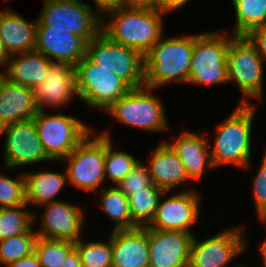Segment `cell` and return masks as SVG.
Here are the masks:
<instances>
[{
    "mask_svg": "<svg viewBox=\"0 0 266 267\" xmlns=\"http://www.w3.org/2000/svg\"><path fill=\"white\" fill-rule=\"evenodd\" d=\"M163 16L158 9L111 5L101 11V32L145 55L163 36Z\"/></svg>",
    "mask_w": 266,
    "mask_h": 267,
    "instance_id": "obj_1",
    "label": "cell"
},
{
    "mask_svg": "<svg viewBox=\"0 0 266 267\" xmlns=\"http://www.w3.org/2000/svg\"><path fill=\"white\" fill-rule=\"evenodd\" d=\"M255 109L256 104L253 103L239 104L226 119L216 125L213 146L209 147L215 168L233 165L250 169Z\"/></svg>",
    "mask_w": 266,
    "mask_h": 267,
    "instance_id": "obj_2",
    "label": "cell"
},
{
    "mask_svg": "<svg viewBox=\"0 0 266 267\" xmlns=\"http://www.w3.org/2000/svg\"><path fill=\"white\" fill-rule=\"evenodd\" d=\"M195 35L161 37L144 55V86L157 89L163 84H187Z\"/></svg>",
    "mask_w": 266,
    "mask_h": 267,
    "instance_id": "obj_3",
    "label": "cell"
},
{
    "mask_svg": "<svg viewBox=\"0 0 266 267\" xmlns=\"http://www.w3.org/2000/svg\"><path fill=\"white\" fill-rule=\"evenodd\" d=\"M227 32L210 31L195 35L187 84L228 83L227 51L235 36Z\"/></svg>",
    "mask_w": 266,
    "mask_h": 267,
    "instance_id": "obj_4",
    "label": "cell"
},
{
    "mask_svg": "<svg viewBox=\"0 0 266 267\" xmlns=\"http://www.w3.org/2000/svg\"><path fill=\"white\" fill-rule=\"evenodd\" d=\"M78 97L90 108L104 111L132 88L111 69L100 67L86 55L74 66Z\"/></svg>",
    "mask_w": 266,
    "mask_h": 267,
    "instance_id": "obj_5",
    "label": "cell"
},
{
    "mask_svg": "<svg viewBox=\"0 0 266 267\" xmlns=\"http://www.w3.org/2000/svg\"><path fill=\"white\" fill-rule=\"evenodd\" d=\"M153 90L145 86L131 89L105 112L128 127L146 132H164L169 128V122L164 112V103Z\"/></svg>",
    "mask_w": 266,
    "mask_h": 267,
    "instance_id": "obj_6",
    "label": "cell"
},
{
    "mask_svg": "<svg viewBox=\"0 0 266 267\" xmlns=\"http://www.w3.org/2000/svg\"><path fill=\"white\" fill-rule=\"evenodd\" d=\"M33 119L44 151L53 161L68 157L94 131L78 118L62 113L48 114L46 110H38Z\"/></svg>",
    "mask_w": 266,
    "mask_h": 267,
    "instance_id": "obj_7",
    "label": "cell"
},
{
    "mask_svg": "<svg viewBox=\"0 0 266 267\" xmlns=\"http://www.w3.org/2000/svg\"><path fill=\"white\" fill-rule=\"evenodd\" d=\"M86 56L100 67L111 69L132 89L144 86V55L132 48L110 40L100 32L87 43Z\"/></svg>",
    "mask_w": 266,
    "mask_h": 267,
    "instance_id": "obj_8",
    "label": "cell"
},
{
    "mask_svg": "<svg viewBox=\"0 0 266 267\" xmlns=\"http://www.w3.org/2000/svg\"><path fill=\"white\" fill-rule=\"evenodd\" d=\"M263 66L262 57L245 36H235L230 41L227 51L228 81L237 83L243 93L240 104L263 99Z\"/></svg>",
    "mask_w": 266,
    "mask_h": 267,
    "instance_id": "obj_9",
    "label": "cell"
},
{
    "mask_svg": "<svg viewBox=\"0 0 266 267\" xmlns=\"http://www.w3.org/2000/svg\"><path fill=\"white\" fill-rule=\"evenodd\" d=\"M93 133H89L68 157L60 161L67 162L68 182L86 192H97L106 180L105 136Z\"/></svg>",
    "mask_w": 266,
    "mask_h": 267,
    "instance_id": "obj_10",
    "label": "cell"
},
{
    "mask_svg": "<svg viewBox=\"0 0 266 267\" xmlns=\"http://www.w3.org/2000/svg\"><path fill=\"white\" fill-rule=\"evenodd\" d=\"M37 26L64 27L87 43L101 32V9L81 0H44Z\"/></svg>",
    "mask_w": 266,
    "mask_h": 267,
    "instance_id": "obj_11",
    "label": "cell"
},
{
    "mask_svg": "<svg viewBox=\"0 0 266 267\" xmlns=\"http://www.w3.org/2000/svg\"><path fill=\"white\" fill-rule=\"evenodd\" d=\"M244 226L227 228L199 241L194 236L188 267H226L247 248Z\"/></svg>",
    "mask_w": 266,
    "mask_h": 267,
    "instance_id": "obj_12",
    "label": "cell"
},
{
    "mask_svg": "<svg viewBox=\"0 0 266 267\" xmlns=\"http://www.w3.org/2000/svg\"><path fill=\"white\" fill-rule=\"evenodd\" d=\"M4 168L16 169L38 162L51 161L44 151L34 119L4 126Z\"/></svg>",
    "mask_w": 266,
    "mask_h": 267,
    "instance_id": "obj_13",
    "label": "cell"
},
{
    "mask_svg": "<svg viewBox=\"0 0 266 267\" xmlns=\"http://www.w3.org/2000/svg\"><path fill=\"white\" fill-rule=\"evenodd\" d=\"M200 196L197 191L189 189L174 193L163 200L161 196L155 215L147 228L192 233L190 227L199 220Z\"/></svg>",
    "mask_w": 266,
    "mask_h": 267,
    "instance_id": "obj_14",
    "label": "cell"
},
{
    "mask_svg": "<svg viewBox=\"0 0 266 267\" xmlns=\"http://www.w3.org/2000/svg\"><path fill=\"white\" fill-rule=\"evenodd\" d=\"M41 206L46 209L40 216V229L35 231L38 237L72 242L81 239L85 213L80 207L60 200Z\"/></svg>",
    "mask_w": 266,
    "mask_h": 267,
    "instance_id": "obj_15",
    "label": "cell"
},
{
    "mask_svg": "<svg viewBox=\"0 0 266 267\" xmlns=\"http://www.w3.org/2000/svg\"><path fill=\"white\" fill-rule=\"evenodd\" d=\"M194 233L149 228L148 267H188Z\"/></svg>",
    "mask_w": 266,
    "mask_h": 267,
    "instance_id": "obj_16",
    "label": "cell"
},
{
    "mask_svg": "<svg viewBox=\"0 0 266 267\" xmlns=\"http://www.w3.org/2000/svg\"><path fill=\"white\" fill-rule=\"evenodd\" d=\"M87 42L64 27L37 26L35 51L52 62H65L73 67L86 55Z\"/></svg>",
    "mask_w": 266,
    "mask_h": 267,
    "instance_id": "obj_17",
    "label": "cell"
},
{
    "mask_svg": "<svg viewBox=\"0 0 266 267\" xmlns=\"http://www.w3.org/2000/svg\"><path fill=\"white\" fill-rule=\"evenodd\" d=\"M33 91L38 110L67 105L76 95L78 97L75 68L69 63L51 62L44 81Z\"/></svg>",
    "mask_w": 266,
    "mask_h": 267,
    "instance_id": "obj_18",
    "label": "cell"
},
{
    "mask_svg": "<svg viewBox=\"0 0 266 267\" xmlns=\"http://www.w3.org/2000/svg\"><path fill=\"white\" fill-rule=\"evenodd\" d=\"M112 267L149 266V228L111 231Z\"/></svg>",
    "mask_w": 266,
    "mask_h": 267,
    "instance_id": "obj_19",
    "label": "cell"
},
{
    "mask_svg": "<svg viewBox=\"0 0 266 267\" xmlns=\"http://www.w3.org/2000/svg\"><path fill=\"white\" fill-rule=\"evenodd\" d=\"M172 143L164 140L185 166L189 180H199L207 170L215 169L213 164L209 140L200 132L183 131L173 137Z\"/></svg>",
    "mask_w": 266,
    "mask_h": 267,
    "instance_id": "obj_20",
    "label": "cell"
},
{
    "mask_svg": "<svg viewBox=\"0 0 266 267\" xmlns=\"http://www.w3.org/2000/svg\"><path fill=\"white\" fill-rule=\"evenodd\" d=\"M37 18L28 21L11 9L0 10V39L8 56L35 50Z\"/></svg>",
    "mask_w": 266,
    "mask_h": 267,
    "instance_id": "obj_21",
    "label": "cell"
},
{
    "mask_svg": "<svg viewBox=\"0 0 266 267\" xmlns=\"http://www.w3.org/2000/svg\"><path fill=\"white\" fill-rule=\"evenodd\" d=\"M149 159L146 166L151 181L164 191L170 192L180 184L190 181L180 158L164 140L156 146Z\"/></svg>",
    "mask_w": 266,
    "mask_h": 267,
    "instance_id": "obj_22",
    "label": "cell"
},
{
    "mask_svg": "<svg viewBox=\"0 0 266 267\" xmlns=\"http://www.w3.org/2000/svg\"><path fill=\"white\" fill-rule=\"evenodd\" d=\"M37 112L32 88L12 83L8 79L3 81L0 89V122L4 126L33 119Z\"/></svg>",
    "mask_w": 266,
    "mask_h": 267,
    "instance_id": "obj_23",
    "label": "cell"
},
{
    "mask_svg": "<svg viewBox=\"0 0 266 267\" xmlns=\"http://www.w3.org/2000/svg\"><path fill=\"white\" fill-rule=\"evenodd\" d=\"M51 62L45 55L35 50L16 54L9 56L4 73L10 82L34 89L44 81Z\"/></svg>",
    "mask_w": 266,
    "mask_h": 267,
    "instance_id": "obj_24",
    "label": "cell"
},
{
    "mask_svg": "<svg viewBox=\"0 0 266 267\" xmlns=\"http://www.w3.org/2000/svg\"><path fill=\"white\" fill-rule=\"evenodd\" d=\"M27 205H43L52 203L68 182L66 170L64 172L39 171L24 172Z\"/></svg>",
    "mask_w": 266,
    "mask_h": 267,
    "instance_id": "obj_25",
    "label": "cell"
},
{
    "mask_svg": "<svg viewBox=\"0 0 266 267\" xmlns=\"http://www.w3.org/2000/svg\"><path fill=\"white\" fill-rule=\"evenodd\" d=\"M99 191L102 193L99 203L103 213L116 223L112 230L136 228L129 211L128 197L117 186H103Z\"/></svg>",
    "mask_w": 266,
    "mask_h": 267,
    "instance_id": "obj_26",
    "label": "cell"
},
{
    "mask_svg": "<svg viewBox=\"0 0 266 267\" xmlns=\"http://www.w3.org/2000/svg\"><path fill=\"white\" fill-rule=\"evenodd\" d=\"M168 191L157 187L153 183L143 190L134 191L133 195L128 197L129 211L136 227H147L152 221L160 197Z\"/></svg>",
    "mask_w": 266,
    "mask_h": 267,
    "instance_id": "obj_27",
    "label": "cell"
},
{
    "mask_svg": "<svg viewBox=\"0 0 266 267\" xmlns=\"http://www.w3.org/2000/svg\"><path fill=\"white\" fill-rule=\"evenodd\" d=\"M235 10L233 36H246L257 27L266 26V0H232Z\"/></svg>",
    "mask_w": 266,
    "mask_h": 267,
    "instance_id": "obj_28",
    "label": "cell"
},
{
    "mask_svg": "<svg viewBox=\"0 0 266 267\" xmlns=\"http://www.w3.org/2000/svg\"><path fill=\"white\" fill-rule=\"evenodd\" d=\"M28 207L0 208V240L24 234L34 227L37 215Z\"/></svg>",
    "mask_w": 266,
    "mask_h": 267,
    "instance_id": "obj_29",
    "label": "cell"
},
{
    "mask_svg": "<svg viewBox=\"0 0 266 267\" xmlns=\"http://www.w3.org/2000/svg\"><path fill=\"white\" fill-rule=\"evenodd\" d=\"M105 136V178L117 186L139 162L134 155L122 151H114L109 131L101 133Z\"/></svg>",
    "mask_w": 266,
    "mask_h": 267,
    "instance_id": "obj_30",
    "label": "cell"
},
{
    "mask_svg": "<svg viewBox=\"0 0 266 267\" xmlns=\"http://www.w3.org/2000/svg\"><path fill=\"white\" fill-rule=\"evenodd\" d=\"M38 235L33 227L26 233L0 240V264L9 263L30 256Z\"/></svg>",
    "mask_w": 266,
    "mask_h": 267,
    "instance_id": "obj_31",
    "label": "cell"
},
{
    "mask_svg": "<svg viewBox=\"0 0 266 267\" xmlns=\"http://www.w3.org/2000/svg\"><path fill=\"white\" fill-rule=\"evenodd\" d=\"M75 248V242L64 240H50L37 237L34 253L37 255L41 267H61L64 259Z\"/></svg>",
    "mask_w": 266,
    "mask_h": 267,
    "instance_id": "obj_32",
    "label": "cell"
},
{
    "mask_svg": "<svg viewBox=\"0 0 266 267\" xmlns=\"http://www.w3.org/2000/svg\"><path fill=\"white\" fill-rule=\"evenodd\" d=\"M75 248L79 252L82 267H112L111 234L105 243L79 239L75 242Z\"/></svg>",
    "mask_w": 266,
    "mask_h": 267,
    "instance_id": "obj_33",
    "label": "cell"
},
{
    "mask_svg": "<svg viewBox=\"0 0 266 267\" xmlns=\"http://www.w3.org/2000/svg\"><path fill=\"white\" fill-rule=\"evenodd\" d=\"M20 174L12 179L0 172V208L27 205L25 177Z\"/></svg>",
    "mask_w": 266,
    "mask_h": 267,
    "instance_id": "obj_34",
    "label": "cell"
},
{
    "mask_svg": "<svg viewBox=\"0 0 266 267\" xmlns=\"http://www.w3.org/2000/svg\"><path fill=\"white\" fill-rule=\"evenodd\" d=\"M151 184L152 181L147 166L139 160L117 187L126 197H129L133 195L134 191L143 190Z\"/></svg>",
    "mask_w": 266,
    "mask_h": 267,
    "instance_id": "obj_35",
    "label": "cell"
},
{
    "mask_svg": "<svg viewBox=\"0 0 266 267\" xmlns=\"http://www.w3.org/2000/svg\"><path fill=\"white\" fill-rule=\"evenodd\" d=\"M262 157L261 165L252 183L253 202L257 214L266 208V150Z\"/></svg>",
    "mask_w": 266,
    "mask_h": 267,
    "instance_id": "obj_36",
    "label": "cell"
},
{
    "mask_svg": "<svg viewBox=\"0 0 266 267\" xmlns=\"http://www.w3.org/2000/svg\"><path fill=\"white\" fill-rule=\"evenodd\" d=\"M256 48L258 54L266 61V26L257 27L245 36Z\"/></svg>",
    "mask_w": 266,
    "mask_h": 267,
    "instance_id": "obj_37",
    "label": "cell"
},
{
    "mask_svg": "<svg viewBox=\"0 0 266 267\" xmlns=\"http://www.w3.org/2000/svg\"><path fill=\"white\" fill-rule=\"evenodd\" d=\"M190 0H158L157 9L166 15L169 12L178 10L179 8L185 6Z\"/></svg>",
    "mask_w": 266,
    "mask_h": 267,
    "instance_id": "obj_38",
    "label": "cell"
},
{
    "mask_svg": "<svg viewBox=\"0 0 266 267\" xmlns=\"http://www.w3.org/2000/svg\"><path fill=\"white\" fill-rule=\"evenodd\" d=\"M5 267H41L37 255L33 252L30 256L9 263Z\"/></svg>",
    "mask_w": 266,
    "mask_h": 267,
    "instance_id": "obj_39",
    "label": "cell"
},
{
    "mask_svg": "<svg viewBox=\"0 0 266 267\" xmlns=\"http://www.w3.org/2000/svg\"><path fill=\"white\" fill-rule=\"evenodd\" d=\"M158 0H119L117 4L127 7L157 9Z\"/></svg>",
    "mask_w": 266,
    "mask_h": 267,
    "instance_id": "obj_40",
    "label": "cell"
},
{
    "mask_svg": "<svg viewBox=\"0 0 266 267\" xmlns=\"http://www.w3.org/2000/svg\"><path fill=\"white\" fill-rule=\"evenodd\" d=\"M61 267H82L80 255L76 248H74L67 257L63 260Z\"/></svg>",
    "mask_w": 266,
    "mask_h": 267,
    "instance_id": "obj_41",
    "label": "cell"
},
{
    "mask_svg": "<svg viewBox=\"0 0 266 267\" xmlns=\"http://www.w3.org/2000/svg\"><path fill=\"white\" fill-rule=\"evenodd\" d=\"M9 56L4 49L2 40L0 39V66L4 65L7 68Z\"/></svg>",
    "mask_w": 266,
    "mask_h": 267,
    "instance_id": "obj_42",
    "label": "cell"
},
{
    "mask_svg": "<svg viewBox=\"0 0 266 267\" xmlns=\"http://www.w3.org/2000/svg\"><path fill=\"white\" fill-rule=\"evenodd\" d=\"M94 3L99 7L101 10L105 7L115 5L118 3L119 0H93Z\"/></svg>",
    "mask_w": 266,
    "mask_h": 267,
    "instance_id": "obj_43",
    "label": "cell"
},
{
    "mask_svg": "<svg viewBox=\"0 0 266 267\" xmlns=\"http://www.w3.org/2000/svg\"><path fill=\"white\" fill-rule=\"evenodd\" d=\"M259 221L266 223V208L258 214Z\"/></svg>",
    "mask_w": 266,
    "mask_h": 267,
    "instance_id": "obj_44",
    "label": "cell"
},
{
    "mask_svg": "<svg viewBox=\"0 0 266 267\" xmlns=\"http://www.w3.org/2000/svg\"><path fill=\"white\" fill-rule=\"evenodd\" d=\"M260 252H261V255H262V261H263V267H266V253L261 249L259 248Z\"/></svg>",
    "mask_w": 266,
    "mask_h": 267,
    "instance_id": "obj_45",
    "label": "cell"
},
{
    "mask_svg": "<svg viewBox=\"0 0 266 267\" xmlns=\"http://www.w3.org/2000/svg\"><path fill=\"white\" fill-rule=\"evenodd\" d=\"M6 79L4 71L0 73V89L3 84V81Z\"/></svg>",
    "mask_w": 266,
    "mask_h": 267,
    "instance_id": "obj_46",
    "label": "cell"
},
{
    "mask_svg": "<svg viewBox=\"0 0 266 267\" xmlns=\"http://www.w3.org/2000/svg\"><path fill=\"white\" fill-rule=\"evenodd\" d=\"M260 248L266 253V237L264 241L262 242V245L260 246Z\"/></svg>",
    "mask_w": 266,
    "mask_h": 267,
    "instance_id": "obj_47",
    "label": "cell"
},
{
    "mask_svg": "<svg viewBox=\"0 0 266 267\" xmlns=\"http://www.w3.org/2000/svg\"><path fill=\"white\" fill-rule=\"evenodd\" d=\"M4 132V125L0 122V135Z\"/></svg>",
    "mask_w": 266,
    "mask_h": 267,
    "instance_id": "obj_48",
    "label": "cell"
},
{
    "mask_svg": "<svg viewBox=\"0 0 266 267\" xmlns=\"http://www.w3.org/2000/svg\"><path fill=\"white\" fill-rule=\"evenodd\" d=\"M235 267H247V266H246V265L244 266V265H242V264H241V265L238 264V265H236Z\"/></svg>",
    "mask_w": 266,
    "mask_h": 267,
    "instance_id": "obj_49",
    "label": "cell"
}]
</instances>
